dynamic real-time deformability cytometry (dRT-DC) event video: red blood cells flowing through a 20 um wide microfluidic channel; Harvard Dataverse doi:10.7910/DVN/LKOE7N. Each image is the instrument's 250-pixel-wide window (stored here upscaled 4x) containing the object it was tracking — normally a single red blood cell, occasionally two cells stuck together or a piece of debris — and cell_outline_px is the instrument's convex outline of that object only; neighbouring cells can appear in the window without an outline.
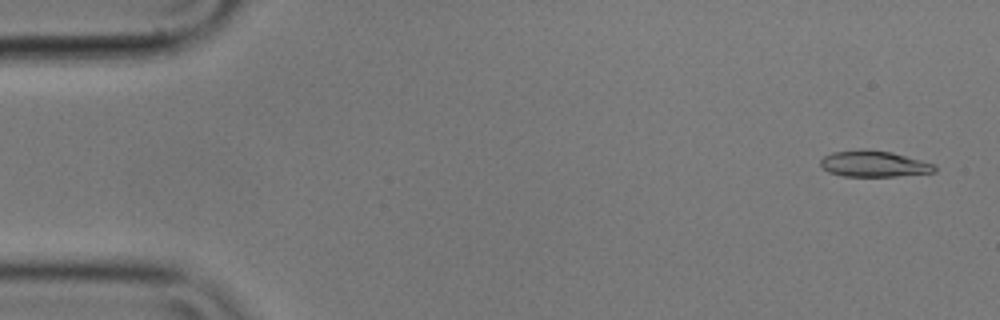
{"species": "common noctule bat (a hibernating species)", "species_latin": "Nyctalus noctula", "temperature_condition": "cold", "stored_images_in_passage": 56, "camera_frame_rate_fps": 3000, "um_per_image_px": 0.085, "animal": {"sex": "male", "body_mass_g": 17.9}, "frame": {"image": 1, "passage_image": 3, "time_ms": 0.667, "image_size_px": [1000, 320], "cell_outline_px": [[936, 172], [896, 176], [844, 176], [828, 172], [820, 164], [820, 160], [824, 156], [832, 152], [860, 148], [892, 152], [936, 164]], "centroid_in_image_um": [74.28, 13.91], "position_along_channel_um": 10.7, "area_um2": 17.51}}
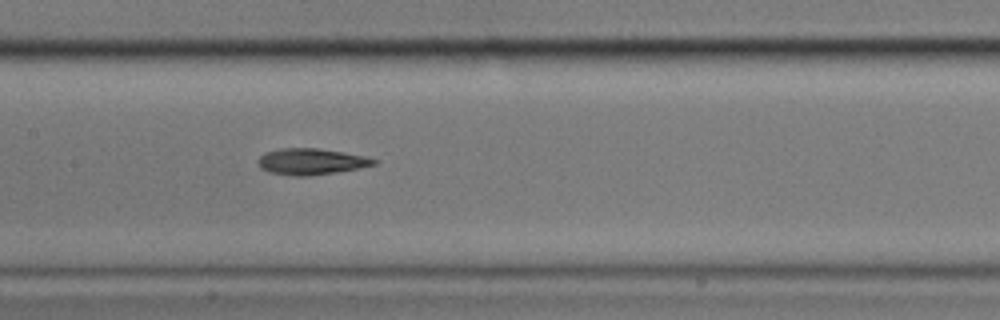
{"frame": {"image": 2, "passage_image": 27, "time_ms": 8.667, "image_size_px": [1000, 320], "cell_outline_px": [[380, 160], [376, 164], [356, 168], [308, 176], [292, 176], [268, 172], [260, 168], [256, 164], [256, 160], [264, 152], [280, 148], [316, 148], [344, 152], [364, 156]], "centroid_in_image_um": [26.37, 13.72], "position_along_channel_um": 181.0, "area_um2": 17.74}}
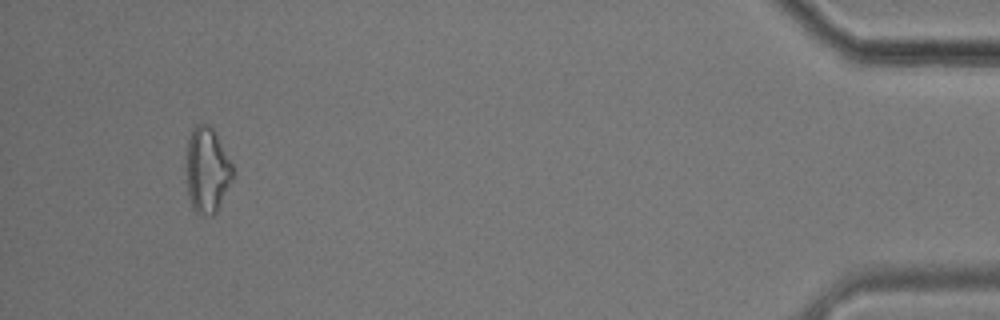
{"frame": {"image": 3, "passage_image": 53, "time_ms": 17.333, "image_size_px": [1000, 320], "cell_outline_px": [[232, 180], [216, 212], [212, 216], [200, 216], [192, 208], [188, 196], [188, 140], [192, 128], [196, 124], [208, 124], [216, 132], [232, 164]], "centroid_in_image_um": [17.61, 14.48], "position_along_channel_um": 417.6, "area_um2": 22.89}, "authors_computed_cell_mechanics": {"area_um2": 17.8891, "velocity_mm_per_s": 3.5676, "shape_relaxation_time_tau1_ms": 4.6342, "shape_relaxation_time_tau2_ms": 5.0712, "deformation_change_tau1": 0.1438, "deformation_change_tau2": 0.1559}}